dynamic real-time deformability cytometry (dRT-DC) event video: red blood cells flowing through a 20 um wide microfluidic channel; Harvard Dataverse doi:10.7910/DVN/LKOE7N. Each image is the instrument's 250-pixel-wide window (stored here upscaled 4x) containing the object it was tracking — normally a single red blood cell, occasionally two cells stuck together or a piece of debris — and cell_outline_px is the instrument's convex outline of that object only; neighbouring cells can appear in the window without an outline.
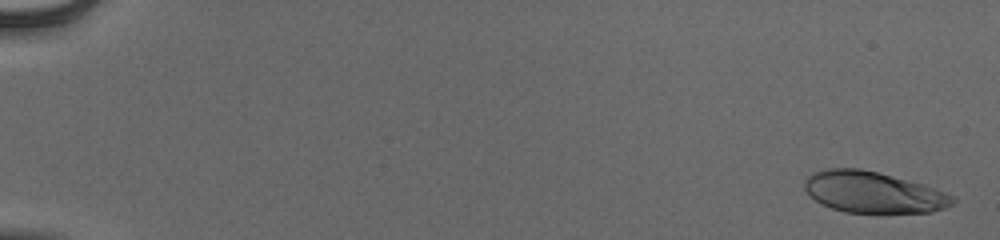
{"species": "human", "species_latin": "Homo sapiens", "temperature_condition": "cold", "stored_images_in_passage": 55, "camera_frame_rate_fps": 3000, "um_per_image_px": 0.085, "donor": {"sex": "male"}, "frame": {"image": 1, "passage_image": 2, "time_ms": 0.333, "image_size_px": [1000, 240], "cell_outline_px": [[956, 200], [952, 204], [944, 208], [932, 212], [844, 212], [832, 208], [816, 200], [804, 188], [804, 180], [812, 172], [828, 168], [860, 168], [924, 184], [956, 196]], "centroid_in_image_um": [74.24, 16.33], "position_along_channel_um": 10.8, "area_um2": 35.37}}
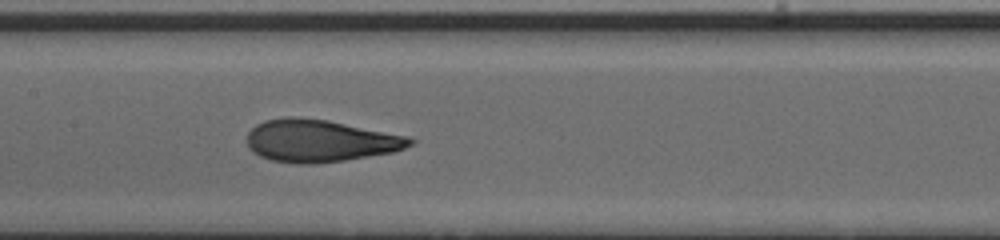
{"frame": {"image": 2, "passage_image": 30, "time_ms": 9.667, "image_size_px": [1000, 240], "cell_outline_px": [[416, 140], [412, 144], [404, 148], [392, 152], [344, 160], [312, 164], [296, 164], [272, 160], [260, 156], [252, 152], [248, 148], [248, 132], [256, 124], [264, 120], [288, 116], [292, 116], [328, 120], [408, 136]], "centroid_in_image_um": [27.17, 11.96], "position_along_channel_um": 180.2, "area_um2": 40.17}}
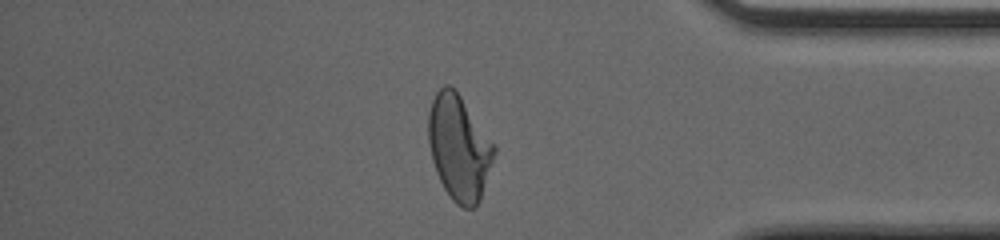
{"frame": {"image": 3, "passage_image": 48, "time_ms": 15.667, "image_size_px": [1000, 240], "cell_outline_px": [[496, 152], [480, 200], [472, 208], [464, 208], [456, 204], [452, 200], [444, 188], [436, 172], [432, 160], [428, 140], [428, 112], [432, 100], [436, 92], [444, 84], [448, 84], [456, 88], [496, 148]], "centroid_in_image_um": [39.0, 12.53], "position_along_channel_um": 396.2, "area_um2": 40.23}, "authors_computed_cell_mechanics": {"area_um2": 39.3618, "velocity_mm_per_s": 3.8942, "shape_relaxation_time_tau1_ms": 4.9066, "shape_relaxation_time_tau2_ms": 0.7616, "deformation_change_tau1": 0.2215, "deformation_change_tau2": 0.0727}}